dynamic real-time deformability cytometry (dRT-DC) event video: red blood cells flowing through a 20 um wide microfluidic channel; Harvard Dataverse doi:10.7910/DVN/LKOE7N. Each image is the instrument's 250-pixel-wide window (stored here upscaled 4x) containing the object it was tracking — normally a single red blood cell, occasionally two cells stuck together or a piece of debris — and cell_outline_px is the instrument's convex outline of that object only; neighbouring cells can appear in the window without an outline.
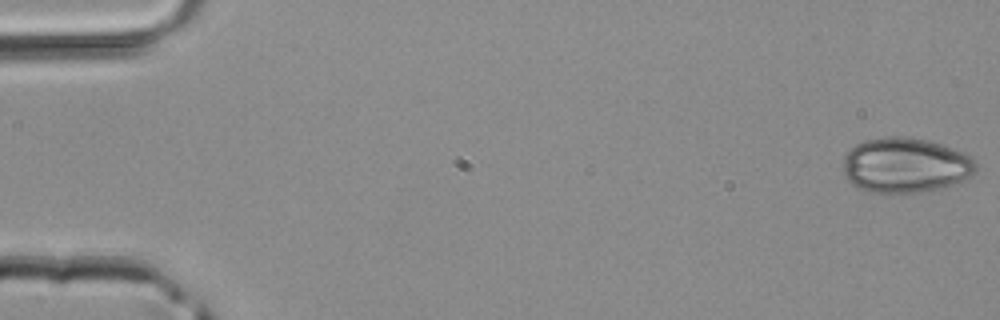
{"species": "common noctule bat (a hibernating species)", "species_latin": "Nyctalus noctula", "temperature_condition": "room temperature", "stored_images_in_passage": 4, "camera_frame_rate_fps": 3000, "um_per_image_px": 0.085, "animal": {"sex": "male", "body_mass_g": 20.4}, "frame": {"image": 1, "passage_image": 1, "time_ms": 0.0, "image_size_px": [1000, 320], "cell_outline_px": [[976, 172], [960, 184], [920, 192], [868, 192], [852, 184], [844, 176], [844, 156], [856, 144], [864, 140], [884, 136], [904, 136], [928, 140], [964, 152], [972, 156], [976, 160]], "centroid_in_image_um": [77.0, 14.04], "position_along_channel_um": 8.0, "area_um2": 43.0}}
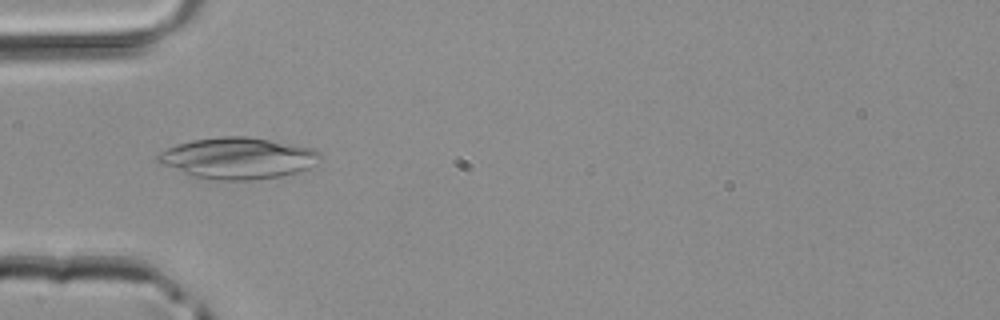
{"frame": {"image": 2, "passage_image": 4, "time_ms": 1.0, "image_size_px": [1000, 320], "cell_outline_px": [[320, 160], [308, 168], [296, 172], [280, 176], [252, 180], [212, 180], [192, 176], [164, 164], [156, 160], [156, 156], [160, 152], [176, 144], [192, 140], [224, 136], [248, 136], [316, 148], [320, 152]], "centroid_in_image_um": [20.25, 13.44], "position_along_channel_um": 64.8, "area_um2": 39.02}}